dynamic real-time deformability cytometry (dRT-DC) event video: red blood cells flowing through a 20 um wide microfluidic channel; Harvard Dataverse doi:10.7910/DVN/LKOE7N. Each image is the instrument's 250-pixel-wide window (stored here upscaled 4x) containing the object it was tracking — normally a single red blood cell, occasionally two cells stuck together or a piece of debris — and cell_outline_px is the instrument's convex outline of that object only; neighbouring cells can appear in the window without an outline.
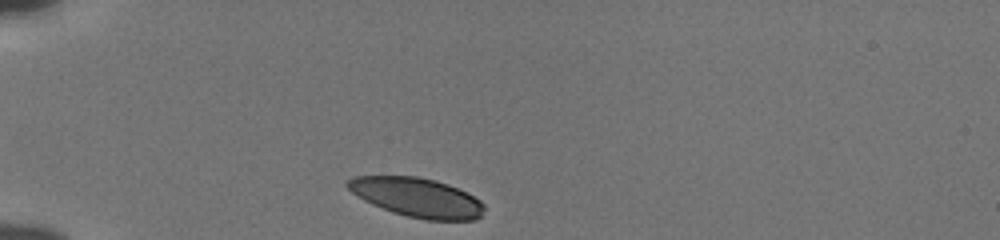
{"species": "human", "species_latin": "Homo sapiens", "temperature_condition": "cold", "stored_images_in_passage": 32, "camera_frame_rate_fps": 3000, "um_per_image_px": 0.085, "donor": {"sex": "male"}, "frame": {"image": 1, "passage_image": 1, "time_ms": 0.0, "image_size_px": [1000, 240], "cell_outline_px": [[484, 208], [480, 216], [476, 220], [428, 220], [408, 216], [392, 212], [372, 204], [364, 200], [352, 192], [344, 184], [344, 180], [352, 176], [416, 176], [436, 180], [448, 184], [480, 200], [484, 204]], "centroid_in_image_um": [35.4, 16.77], "position_along_channel_um": 49.6, "area_um2": 31.15}}
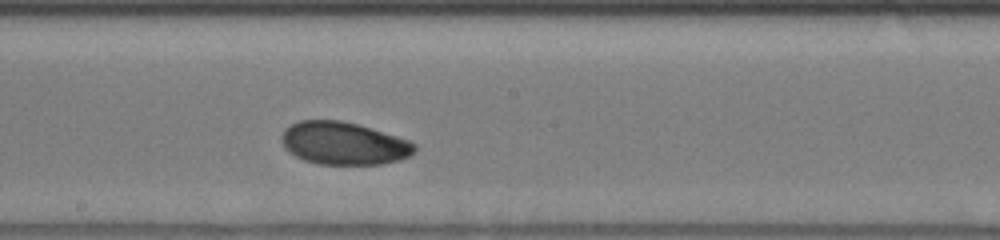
{"frame": {"image": 2, "passage_image": 17, "time_ms": 5.333, "image_size_px": [1000, 240], "cell_outline_px": [[416, 148], [408, 156], [400, 160], [380, 164], [316, 164], [304, 160], [288, 152], [284, 148], [280, 140], [280, 136], [284, 128], [300, 120], [340, 120], [356, 124], [396, 136], [408, 140], [416, 144]], "centroid_in_image_um": [29.15, 12.18], "position_along_channel_um": 219.0, "area_um2": 33.06}}
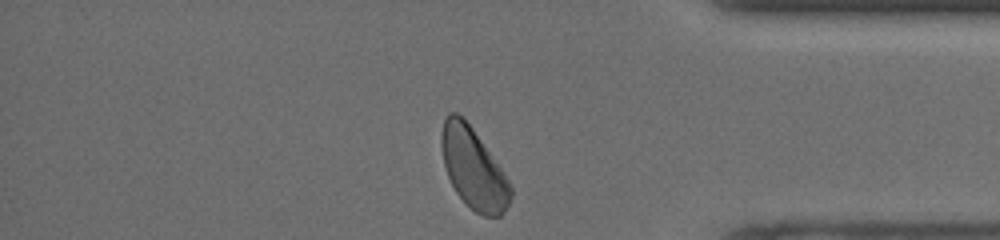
{"frame": {"image": 3, "passage_image": 32, "time_ms": 10.333, "image_size_px": [1000, 240], "cell_outline_px": [[512, 196], [504, 212], [500, 216], [484, 216], [476, 212], [456, 192], [448, 176], [444, 164], [440, 144], [440, 136], [444, 120], [448, 112], [456, 112], [472, 128], [500, 168], [508, 180], [512, 188]], "centroid_in_image_um": [40.22, 14.32], "position_along_channel_um": 395.0, "area_um2": 31.79}, "authors_computed_cell_mechanics": {"area_um2": 32.9171, "velocity_mm_per_s": 3.7962, "shape_relaxation_time_tau1_ms": 2.7571, "shape_relaxation_time_tau2_ms": 6.071, "deformation_change_tau1": 0.0899, "deformation_change_tau2": 0.1006}}